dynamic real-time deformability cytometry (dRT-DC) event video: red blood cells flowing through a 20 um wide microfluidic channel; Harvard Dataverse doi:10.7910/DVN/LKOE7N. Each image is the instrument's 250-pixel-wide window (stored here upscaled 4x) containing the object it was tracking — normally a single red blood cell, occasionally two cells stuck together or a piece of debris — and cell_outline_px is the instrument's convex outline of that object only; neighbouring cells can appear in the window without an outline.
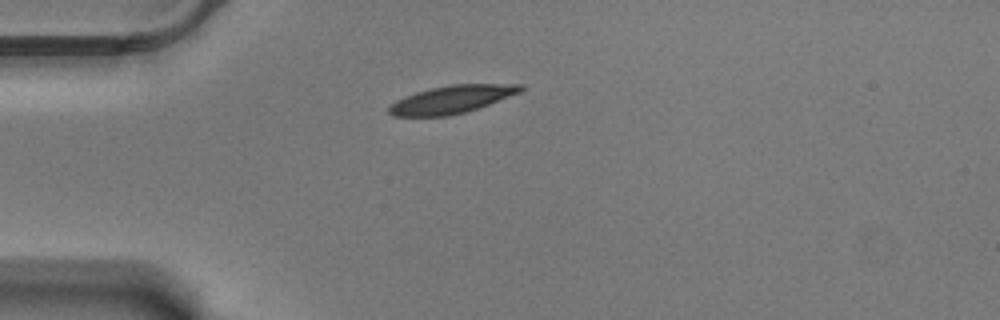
{"species": "Egyptian fruit bat (a non-hibernating species)", "species_latin": "Rousettus aegyptiacus", "temperature_condition": "warm", "stored_images_in_passage": 44, "camera_frame_rate_fps": 3000, "um_per_image_px": 0.085, "animal": {"sex": "male"}, "frame": {"image": 1, "passage_image": 1, "time_ms": 0.0, "image_size_px": [1000, 320], "cell_outline_px": [[524, 88], [520, 92], [488, 104], [464, 112], [448, 116], [392, 116], [388, 112], [388, 108], [396, 100], [404, 96], [416, 92], [432, 88], [452, 84], [524, 84]], "centroid_in_image_um": [38.37, 8.44], "position_along_channel_um": 46.6, "area_um2": 21.04}}
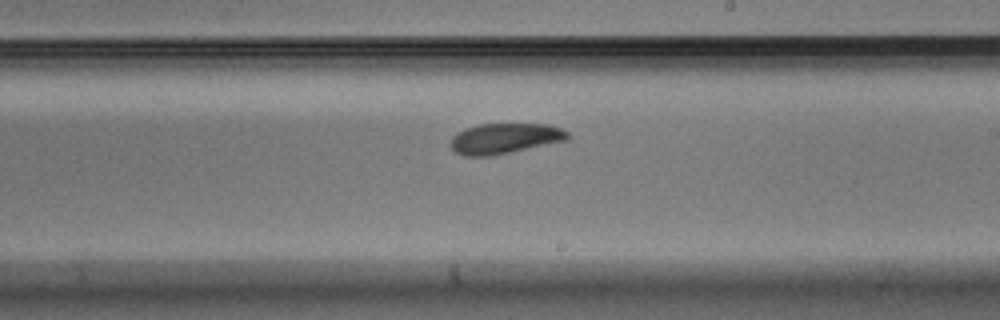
{"frame": {"image": 2, "passage_image": 20, "time_ms": 6.333, "image_size_px": [1000, 320], "cell_outline_px": [[568, 140], [492, 156], [464, 156], [456, 152], [448, 144], [452, 136], [468, 128], [480, 124], [548, 124], [560, 128], [568, 132]], "centroid_in_image_um": [42.89, 11.78], "position_along_channel_um": 246.1, "area_um2": 20.69}}
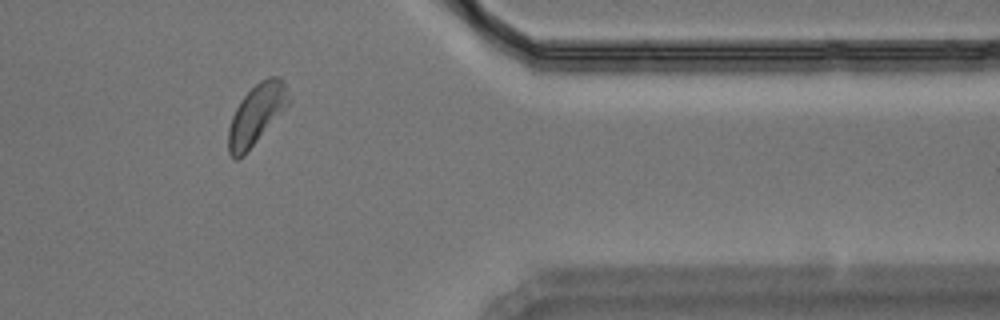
{"frame": {"image": 3, "passage_image": 34, "time_ms": 11.0, "image_size_px": [1000, 320], "cell_outline_px": [[288, 104], [244, 156], [236, 160], [228, 152], [228, 128], [232, 116], [240, 100], [260, 80], [268, 76], [280, 76], [284, 84], [288, 100]], "centroid_in_image_um": [21.74, 9.74], "position_along_channel_um": 389.7, "area_um2": 20.63}, "authors_computed_cell_mechanics": {"area_um2": 20.9814, "velocity_mm_per_s": 3.4456, "shape_relaxation_time_tau1_ms": 2.4282, "shape_relaxation_time_tau2_ms": 8.2527, "deformation_change_tau1": 0.1234, "deformation_change_tau2": 0.1313}}